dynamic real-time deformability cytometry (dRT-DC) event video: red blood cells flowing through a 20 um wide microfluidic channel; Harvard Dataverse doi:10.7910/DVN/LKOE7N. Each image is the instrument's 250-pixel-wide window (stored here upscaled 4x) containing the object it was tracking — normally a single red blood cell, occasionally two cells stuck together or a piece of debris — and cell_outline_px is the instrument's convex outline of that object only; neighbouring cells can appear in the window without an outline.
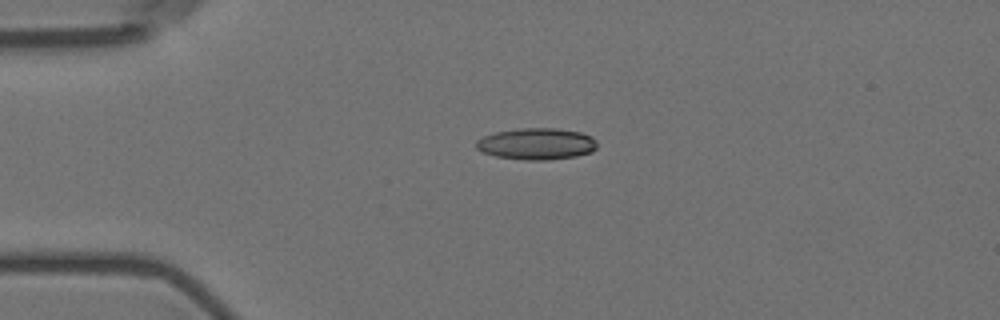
{"species": "Egyptian fruit bat (a non-hibernating species)", "species_latin": "Rousettus aegyptiacus", "temperature_condition": "room temperature", "stored_images_in_passage": 4, "camera_frame_rate_fps": 3000, "um_per_image_px": 0.085, "animal": {"sex": "female"}, "frame": {"image": 1, "passage_image": 3, "time_ms": 2.333, "image_size_px": [1000, 320], "cell_outline_px": [[596, 148], [592, 152], [576, 156], [548, 160], [528, 160], [496, 156], [484, 152], [476, 148], [476, 140], [484, 136], [496, 132], [520, 128], [556, 128], [580, 132], [592, 136], [596, 140]], "centroid_in_image_um": [45.63, 12.22], "position_along_channel_um": 39.4, "area_um2": 22.2}}